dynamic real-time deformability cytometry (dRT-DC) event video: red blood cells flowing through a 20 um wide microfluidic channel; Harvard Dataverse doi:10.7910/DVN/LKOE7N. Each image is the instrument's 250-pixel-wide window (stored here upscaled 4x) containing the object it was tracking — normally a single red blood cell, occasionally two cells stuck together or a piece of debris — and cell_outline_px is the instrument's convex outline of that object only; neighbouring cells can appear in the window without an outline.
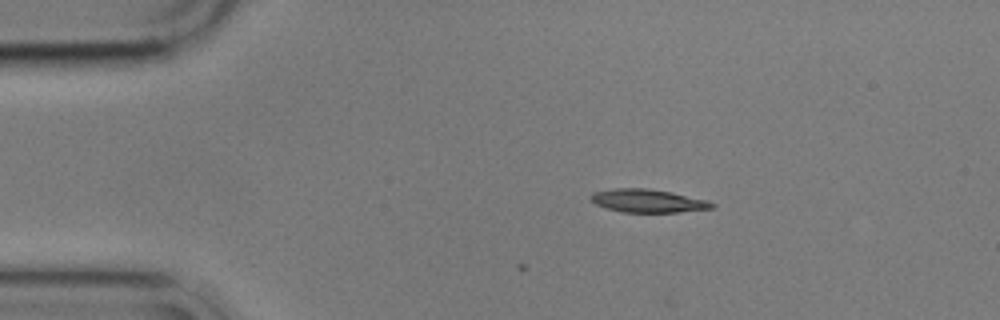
{"species": "common noctule bat (a hibernating species)", "species_latin": "Nyctalus noctula", "temperature_condition": "cold", "stored_images_in_passage": 2, "camera_frame_rate_fps": 3000, "um_per_image_px": 0.085, "animal": {"sex": "male", "body_mass_g": 17.9}, "frame": {"image": 1, "passage_image": 2, "time_ms": 0.333, "image_size_px": [1000, 320], "cell_outline_px": [[716, 208], [680, 212], [624, 212], [608, 208], [596, 204], [588, 196], [592, 192], [612, 188], [648, 188], [672, 192], [708, 200], [716, 204]], "centroid_in_image_um": [55.1, 17.06], "position_along_channel_um": 29.9, "area_um2": 16.53}}